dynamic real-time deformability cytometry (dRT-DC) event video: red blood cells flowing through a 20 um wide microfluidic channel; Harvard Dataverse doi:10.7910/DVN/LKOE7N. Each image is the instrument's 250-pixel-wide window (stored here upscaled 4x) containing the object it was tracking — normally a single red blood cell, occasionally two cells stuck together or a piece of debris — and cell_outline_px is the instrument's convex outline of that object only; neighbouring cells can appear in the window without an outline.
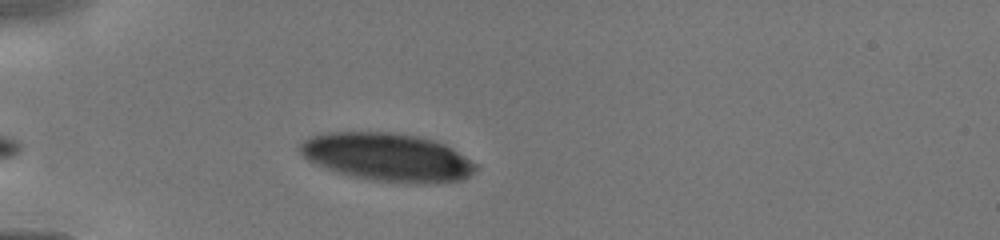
{"species": "human", "species_latin": "Homo sapiens", "temperature_condition": "cold", "stored_images_in_passage": 26, "camera_frame_rate_fps": 3000, "um_per_image_px": 0.085, "donor": {"sex": "male"}, "frame": {"image": 1, "passage_image": 3, "time_ms": 0.333, "image_size_px": [1000, 240], "cell_outline_px": [[476, 172], [460, 180], [424, 184], [408, 184], [368, 180], [348, 176], [336, 172], [316, 164], [308, 160], [300, 152], [300, 144], [308, 136], [320, 132], [396, 132], [436, 140], [452, 148], [476, 164]], "centroid_in_image_um": [32.9, 13.36], "position_along_channel_um": 52.1, "area_um2": 49.82}}
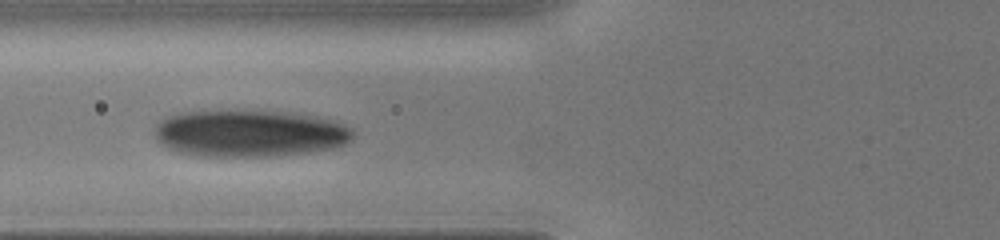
{"frame": {"image": 2, "passage_image": 16, "time_ms": 2.0, "image_size_px": [1000, 240], "cell_outline_px": [[352, 136], [344, 144], [332, 148], [308, 152], [272, 156], [200, 156], [180, 152], [168, 148], [156, 140], [156, 124], [160, 120], [168, 116], [184, 112], [288, 112], [316, 116], [352, 128]], "centroid_in_image_um": [21.18, 11.35], "position_along_channel_um": 104.6, "area_um2": 53.23}}
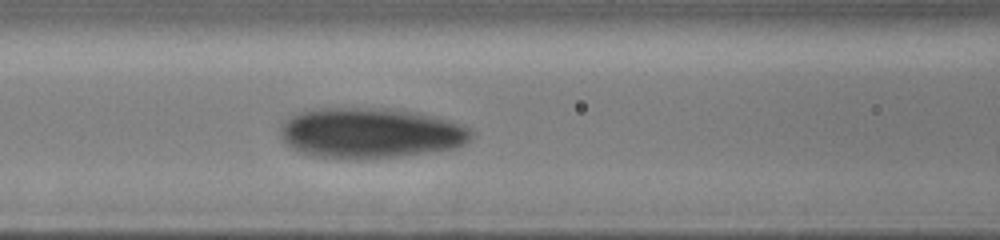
{"frame": {"image": 3, "passage_image": 21, "time_ms": 2.667, "image_size_px": [1000, 240], "cell_outline_px": [[476, 132], [464, 144], [452, 148], [400, 156], [360, 160], [312, 156], [300, 152], [292, 148], [280, 136], [280, 128], [284, 120], [300, 112], [316, 108], [388, 108], [416, 112], [436, 116], [448, 120], [468, 128]], "centroid_in_image_um": [31.46, 11.31], "position_along_channel_um": 135.1, "area_um2": 56.24}}